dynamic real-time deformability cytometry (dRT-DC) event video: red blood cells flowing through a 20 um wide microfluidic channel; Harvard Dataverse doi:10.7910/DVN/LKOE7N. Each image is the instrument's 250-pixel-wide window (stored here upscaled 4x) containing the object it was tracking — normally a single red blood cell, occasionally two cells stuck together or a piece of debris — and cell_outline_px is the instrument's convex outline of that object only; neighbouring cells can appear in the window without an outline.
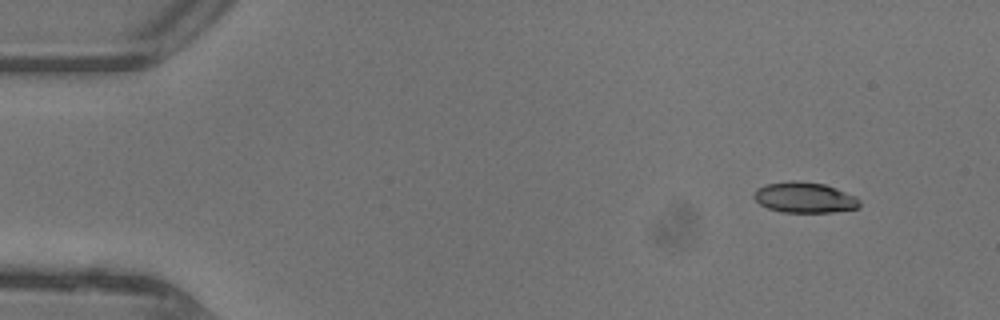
{"species": "common noctule bat (a hibernating species)", "species_latin": "Nyctalus noctula", "temperature_condition": "warm", "stored_images_in_passage": 43, "camera_frame_rate_fps": 3000, "um_per_image_px": 0.085, "animal": {"sex": "female"}, "frame": {"image": 1, "passage_image": 1, "time_ms": 0.0, "image_size_px": [1000, 320], "cell_outline_px": [[860, 204], [856, 208], [832, 212], [780, 212], [768, 208], [760, 204], [752, 196], [756, 188], [764, 184], [788, 180], [796, 180], [824, 184], [836, 188], [856, 196], [860, 200]], "centroid_in_image_um": [68.35, 16.77], "position_along_channel_um": 16.7, "area_um2": 19.02}}
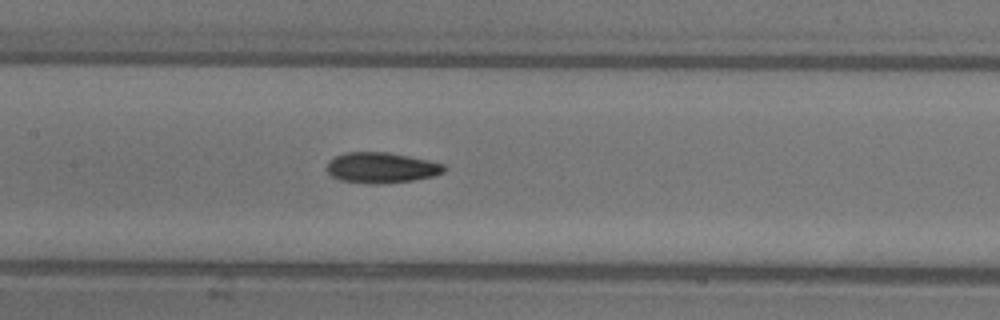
{"frame": {"image": 2, "passage_image": 19, "time_ms": 6.0, "image_size_px": [1000, 320], "cell_outline_px": [[448, 168], [444, 172], [432, 176], [412, 180], [384, 184], [372, 184], [340, 180], [332, 176], [328, 172], [328, 160], [336, 156], [348, 152], [388, 152], [428, 160], [444, 164]], "centroid_in_image_um": [32.43, 14.26], "position_along_channel_um": 175.0, "area_um2": 20.87}}
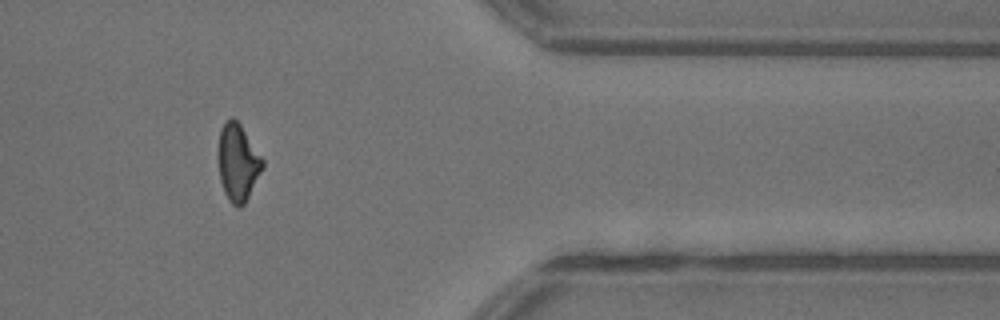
{"frame": {"image": 3, "passage_image": 35, "time_ms": 11.333, "image_size_px": [1000, 320], "cell_outline_px": [[264, 168], [244, 204], [240, 208], [232, 204], [228, 200], [224, 192], [220, 180], [220, 128], [232, 116], [240, 124], [264, 160]], "centroid_in_image_um": [20.25, 13.84], "position_along_channel_um": 391.1, "area_um2": 19.48}, "authors_computed_cell_mechanics": {"area_um2": 19.7676, "velocity_mm_per_s": 4.4835, "shape_relaxation_time_tau1_ms": 6.7696, "shape_relaxation_time_tau2_ms": 3.4666, "deformation_change_tau1": 0.2014, "deformation_change_tau2": 0.1057}}